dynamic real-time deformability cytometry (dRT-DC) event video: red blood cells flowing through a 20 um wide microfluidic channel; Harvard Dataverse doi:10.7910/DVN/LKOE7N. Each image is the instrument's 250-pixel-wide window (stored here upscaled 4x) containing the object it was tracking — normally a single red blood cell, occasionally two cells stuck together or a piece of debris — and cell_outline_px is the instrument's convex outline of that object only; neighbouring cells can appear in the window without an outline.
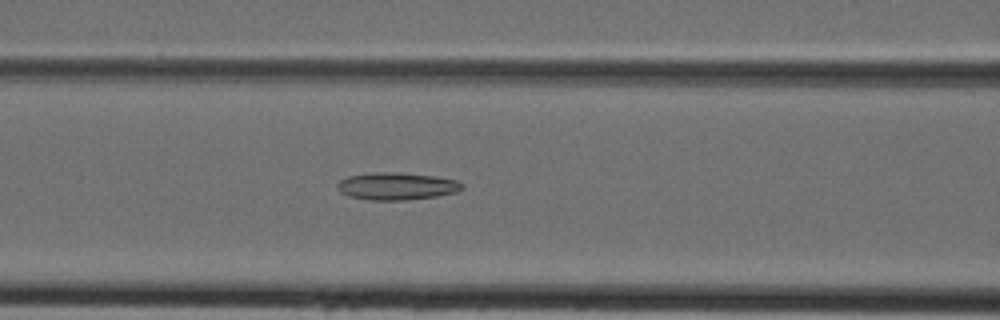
{"species": "Egyptian fruit bat (a non-hibernating species)", "species_latin": "Rousettus aegyptiacus", "temperature_condition": "cold", "stored_images_in_passage": 32, "camera_frame_rate_fps": 3000, "um_per_image_px": 0.085, "animal": {"sex": "female"}, "frame": {"image": 1, "passage_image": 7, "time_ms": 2.0, "image_size_px": [1000, 320], "cell_outline_px": [[464, 188], [456, 192], [436, 196], [408, 200], [368, 200], [348, 196], [340, 192], [336, 188], [336, 184], [340, 180], [348, 176], [376, 172], [396, 172], [436, 176], [456, 180], [464, 184]], "centroid_in_image_um": [33.7, 15.83], "position_along_channel_um": 132.9, "area_um2": 20.06}}
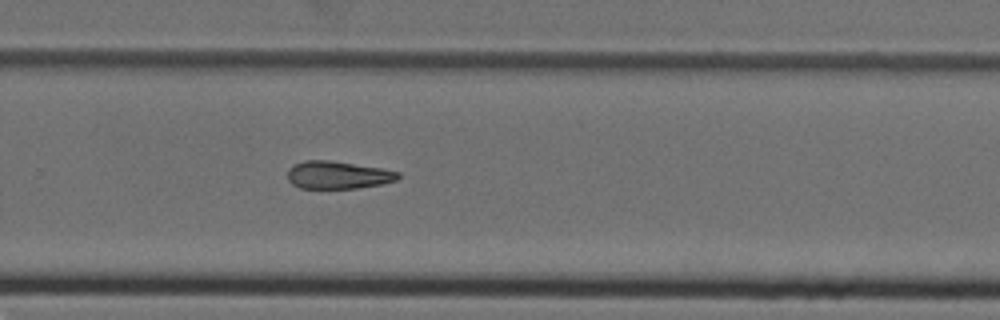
{"frame": {"image": 2, "passage_image": 18, "time_ms": 5.667, "image_size_px": [1000, 320], "cell_outline_px": [[400, 176], [396, 180], [380, 184], [356, 188], [300, 188], [292, 184], [288, 180], [288, 168], [292, 164], [304, 160], [328, 160], [380, 168], [400, 172]], "centroid_in_image_um": [28.67, 14.87], "position_along_channel_um": 301.1, "area_um2": 17.74}}
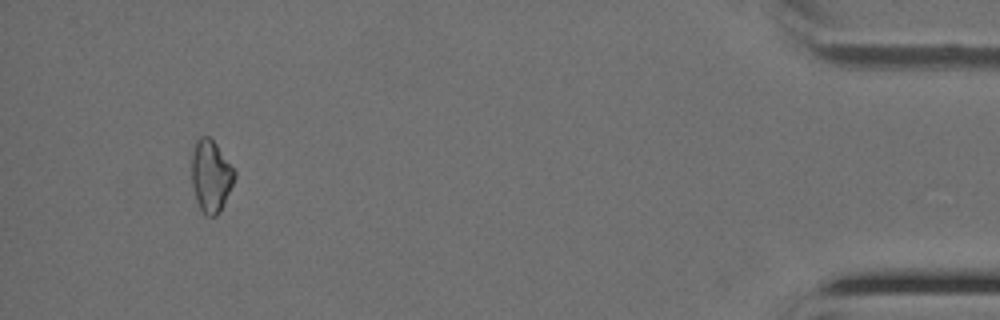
{"frame": {"image": 3, "passage_image": 30, "time_ms": 9.667, "image_size_px": [1000, 320], "cell_outline_px": [[236, 176], [220, 212], [216, 216], [208, 216], [200, 208], [196, 200], [192, 184], [192, 152], [196, 140], [200, 136], [208, 136], [216, 144], [236, 172]], "centroid_in_image_um": [17.92, 14.96], "position_along_channel_um": 417.3, "area_um2": 17.8}}